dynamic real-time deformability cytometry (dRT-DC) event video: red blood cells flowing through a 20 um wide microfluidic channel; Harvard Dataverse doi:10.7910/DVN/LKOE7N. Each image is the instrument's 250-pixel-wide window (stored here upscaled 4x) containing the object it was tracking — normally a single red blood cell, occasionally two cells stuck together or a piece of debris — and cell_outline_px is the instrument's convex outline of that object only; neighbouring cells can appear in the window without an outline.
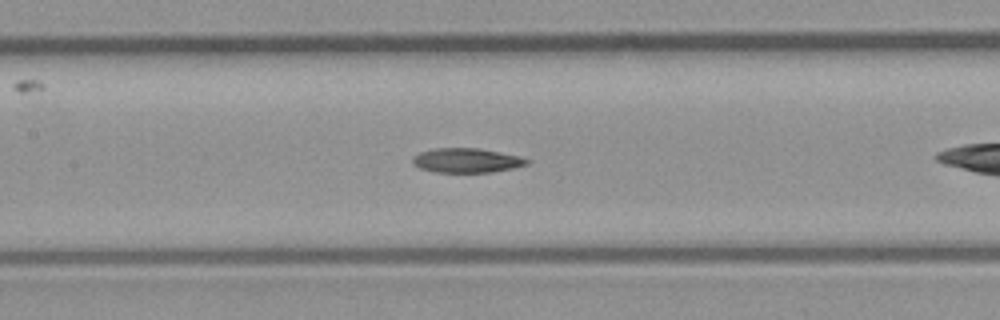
{"species": "common noctule bat (a hibernating species)", "species_latin": "Nyctalus noctula", "temperature_condition": "room temperature", "stored_images_in_passage": 6, "segment_of_instrument_passage": [2, 2], "camera_frame_rate_fps": 3000, "um_per_image_px": 0.085, "animal": {"sex": "male", "body_mass_g": 23.1, "forearm_length_mm": 52.7}, "frame": {"image": 1, "passage_image": 6, "time_ms": 1.667, "image_size_px": [1000, 320], "cell_outline_px": [[532, 160], [528, 164], [516, 168], [492, 172], [436, 172], [420, 168], [412, 164], [412, 160], [420, 152], [432, 148], [476, 148], [520, 156]], "centroid_in_image_um": [39.7, 13.64], "position_along_channel_um": 167.7, "area_um2": 16.3}}